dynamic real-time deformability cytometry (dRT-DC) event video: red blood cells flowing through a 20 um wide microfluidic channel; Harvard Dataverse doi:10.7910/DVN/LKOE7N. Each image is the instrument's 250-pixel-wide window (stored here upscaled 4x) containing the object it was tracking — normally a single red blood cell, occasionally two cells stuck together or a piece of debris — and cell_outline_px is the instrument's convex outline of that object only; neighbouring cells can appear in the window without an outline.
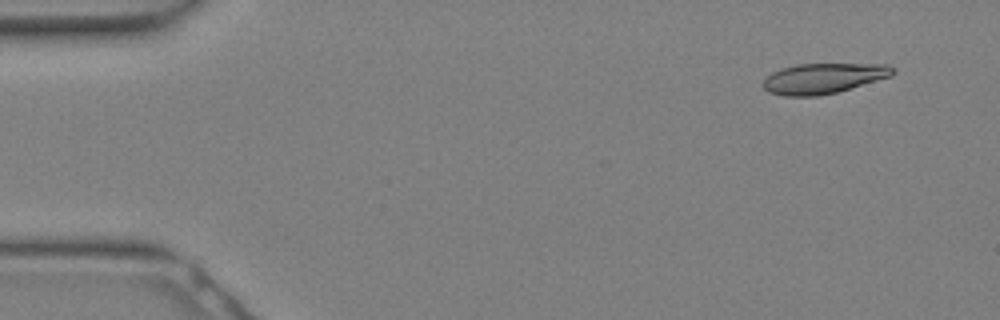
{"species": "Egyptian fruit bat (a non-hibernating species)", "species_latin": "Rousettus aegyptiacus", "temperature_condition": "warm", "stored_images_in_passage": 19, "camera_frame_rate_fps": 3000, "um_per_image_px": 0.085, "animal": {"sex": "female"}, "frame": {"image": 1, "passage_image": 3, "time_ms": 0.667, "image_size_px": [1000, 320], "cell_outline_px": [[896, 72], [892, 76], [836, 92], [820, 96], [784, 96], [768, 92], [764, 88], [764, 80], [772, 72], [796, 64], [888, 64]], "centroid_in_image_um": [70.0, 6.66], "position_along_channel_um": 15.0, "area_um2": 22.77}}
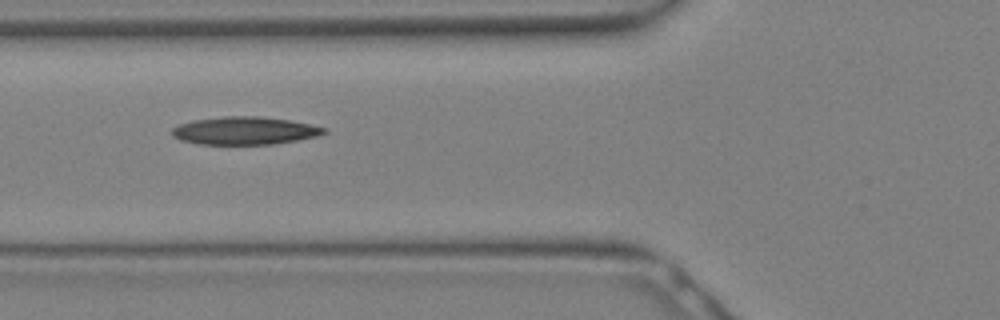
{"frame": {"image": 2, "passage_image": 12, "time_ms": 3.667, "image_size_px": [1000, 320], "cell_outline_px": [[328, 132], [316, 136], [296, 140], [272, 144], [200, 144], [180, 140], [172, 136], [172, 128], [180, 124], [192, 120], [224, 116], [260, 116], [288, 120], [328, 128]], "centroid_in_image_um": [20.78, 11.1], "position_along_channel_um": 105.0, "area_um2": 24.57}}
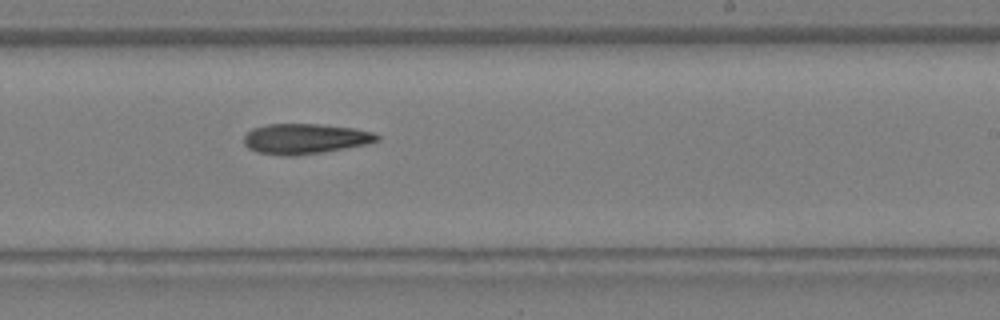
{"frame": {"image": 3, "passage_image": 19, "time_ms": 6.0, "image_size_px": [1000, 320], "cell_outline_px": [[380, 140], [368, 144], [296, 156], [284, 156], [256, 152], [248, 148], [244, 144], [244, 136], [252, 128], [268, 124], [320, 124], [352, 128], [372, 132], [380, 136]], "centroid_in_image_um": [25.91, 11.8], "position_along_channel_um": 263.1, "area_um2": 23.47}}